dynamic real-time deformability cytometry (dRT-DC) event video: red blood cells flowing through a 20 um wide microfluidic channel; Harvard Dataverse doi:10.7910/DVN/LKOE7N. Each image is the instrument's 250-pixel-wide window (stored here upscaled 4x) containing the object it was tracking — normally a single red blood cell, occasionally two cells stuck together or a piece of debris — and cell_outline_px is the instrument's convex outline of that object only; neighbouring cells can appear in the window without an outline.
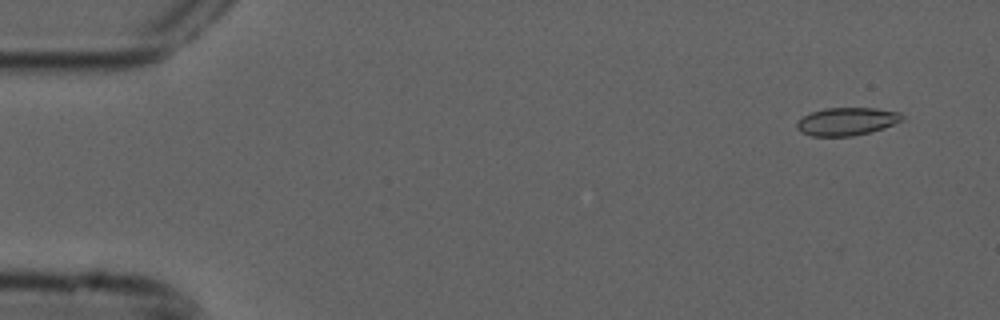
{"species": "common noctule bat (a hibernating species)", "species_latin": "Nyctalus noctula", "temperature_condition": "cold", "stored_images_in_passage": 5, "camera_frame_rate_fps": 3000, "um_per_image_px": 0.085, "animal": {"sex": "male", "forearm_length_mm": 52.5}, "frame": {"image": 1, "passage_image": 1, "time_ms": 0.0, "image_size_px": [1000, 320], "cell_outline_px": [[904, 116], [900, 120], [884, 128], [852, 136], [812, 136], [800, 132], [796, 128], [796, 124], [804, 116], [812, 112], [824, 108], [876, 108], [900, 112]], "centroid_in_image_um": [71.95, 10.32], "position_along_channel_um": 13.0, "area_um2": 16.94}}
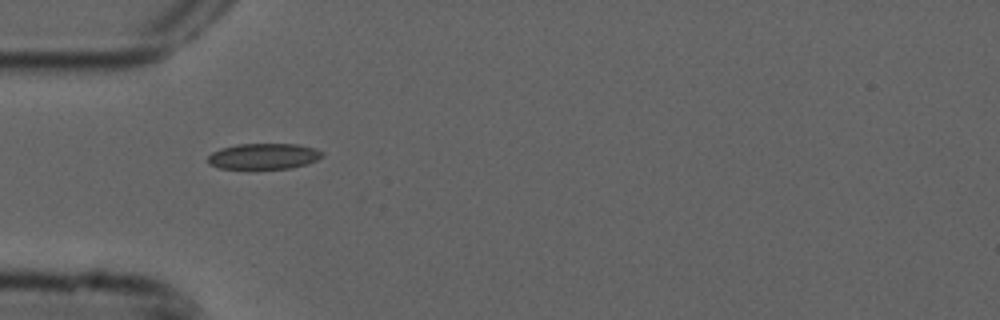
{"frame": {"image": 2, "passage_image": 4, "time_ms": 1.0, "image_size_px": [1000, 320], "cell_outline_px": [[324, 156], [308, 164], [292, 168], [220, 168], [208, 164], [208, 156], [212, 152], [220, 148], [236, 144], [296, 144], [316, 148], [324, 152]], "centroid_in_image_um": [22.44, 13.27], "position_along_channel_um": 62.6, "area_um2": 17.28}}
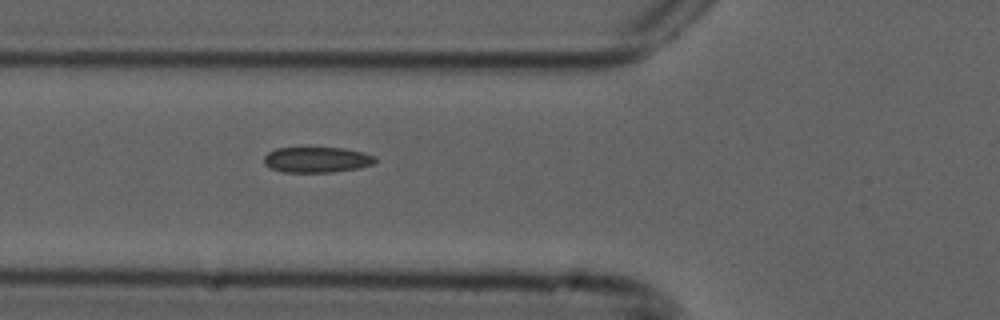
{"frame": {"image": 3, "passage_image": 5, "time_ms": 1.333, "image_size_px": [1000, 320], "cell_outline_px": [[376, 160], [372, 164], [360, 168], [332, 172], [284, 172], [272, 168], [264, 164], [264, 156], [268, 152], [276, 148], [344, 148], [364, 152], [376, 156]], "centroid_in_image_um": [26.95, 13.57], "position_along_channel_um": 98.8, "area_um2": 16.59}}